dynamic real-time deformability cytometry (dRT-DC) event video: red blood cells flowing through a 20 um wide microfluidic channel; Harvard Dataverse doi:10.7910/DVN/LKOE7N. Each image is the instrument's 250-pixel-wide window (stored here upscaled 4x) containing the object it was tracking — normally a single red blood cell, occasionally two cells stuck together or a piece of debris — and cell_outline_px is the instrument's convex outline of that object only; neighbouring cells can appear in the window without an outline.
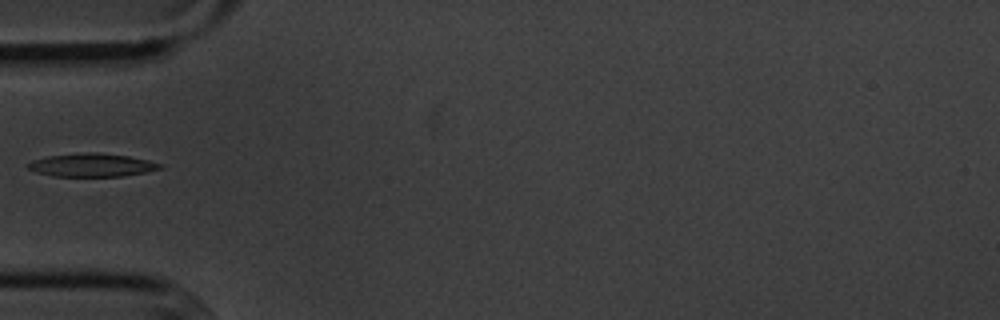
{"species": "common noctule bat (a hibernating species)", "species_latin": "Nyctalus noctula", "temperature_condition": "cold", "stored_images_in_passage": 7, "camera_frame_rate_fps": 3000, "um_per_image_px": 0.085, "animal": {"sex": "male", "body_mass_g": 20.1, "forearm_length_mm": 53.5}, "frame": {"image": 1, "passage_image": 6, "time_ms": 5.667, "image_size_px": [1000, 320], "cell_outline_px": [[164, 168], [124, 176], [52, 176], [36, 172], [28, 168], [28, 164], [32, 160], [48, 156], [80, 152], [96, 152], [128, 156], [148, 160], [164, 164]], "centroid_in_image_um": [7.83, 14.02], "position_along_channel_um": 77.2, "area_um2": 17.92}}
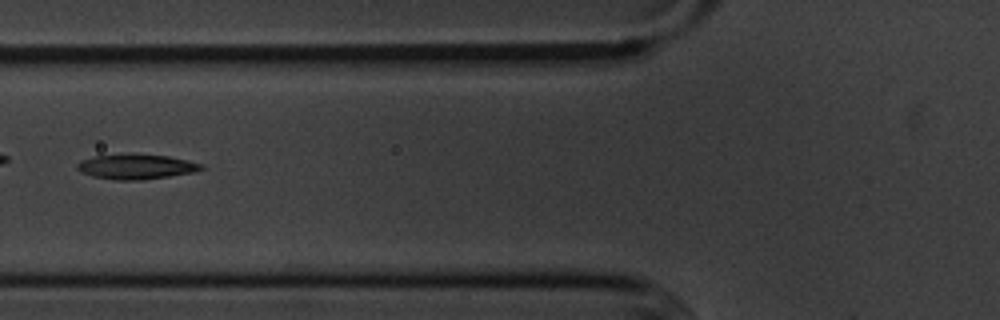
{"frame": {"image": 2, "passage_image": 7, "time_ms": 6.667, "image_size_px": [1000, 320], "cell_outline_px": [[204, 168], [192, 172], [144, 180], [112, 180], [92, 176], [80, 172], [76, 168], [76, 164], [80, 160], [96, 156], [132, 152], [168, 156], [188, 160], [204, 164]], "centroid_in_image_um": [11.54, 14.15], "position_along_channel_um": 114.3, "area_um2": 18.5}}